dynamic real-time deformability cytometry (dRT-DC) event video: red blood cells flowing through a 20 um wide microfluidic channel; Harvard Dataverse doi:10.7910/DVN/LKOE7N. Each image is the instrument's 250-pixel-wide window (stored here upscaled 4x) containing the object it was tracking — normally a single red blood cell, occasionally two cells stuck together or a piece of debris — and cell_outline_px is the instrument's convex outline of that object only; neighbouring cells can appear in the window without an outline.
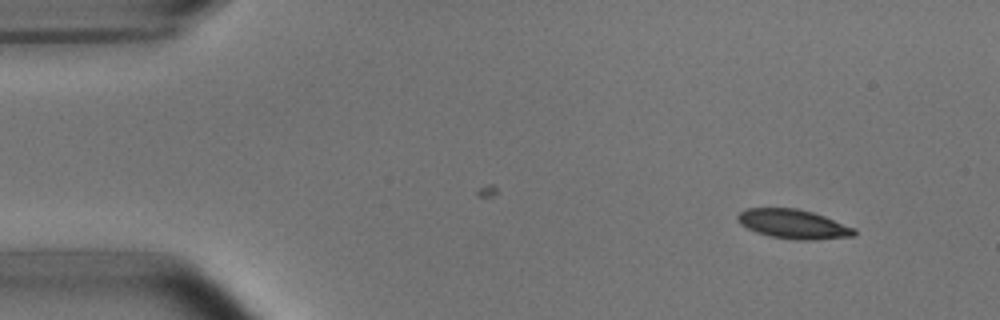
{"species": "common noctule bat (a hibernating species)", "species_latin": "Nyctalus noctula", "temperature_condition": "room temperature", "stored_images_in_passage": 3, "camera_frame_rate_fps": 3000, "um_per_image_px": 0.085, "animal": {"sex": "male", "body_mass_g": 15.6}, "frame": {"image": 1, "passage_image": 1, "time_ms": 0.0, "image_size_px": [1000, 320], "cell_outline_px": [[856, 236], [812, 240], [796, 240], [768, 236], [756, 232], [740, 224], [736, 216], [740, 212], [748, 208], [796, 208], [812, 212], [824, 216], [856, 228]], "centroid_in_image_um": [67.45, 19.05], "position_along_channel_um": 17.6, "area_um2": 19.94}}
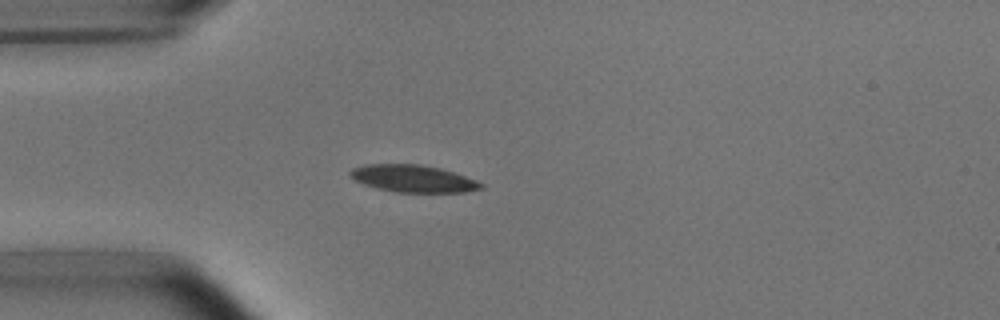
{"frame": {"image": 2, "passage_image": 3, "time_ms": 0.667, "image_size_px": [1000, 320], "cell_outline_px": [[484, 188], [464, 192], [396, 192], [376, 188], [364, 184], [348, 176], [348, 172], [352, 168], [364, 164], [420, 164], [440, 168], [476, 180], [484, 184]], "centroid_in_image_um": [35.08, 15.17], "position_along_channel_um": 49.9, "area_um2": 20.75}}